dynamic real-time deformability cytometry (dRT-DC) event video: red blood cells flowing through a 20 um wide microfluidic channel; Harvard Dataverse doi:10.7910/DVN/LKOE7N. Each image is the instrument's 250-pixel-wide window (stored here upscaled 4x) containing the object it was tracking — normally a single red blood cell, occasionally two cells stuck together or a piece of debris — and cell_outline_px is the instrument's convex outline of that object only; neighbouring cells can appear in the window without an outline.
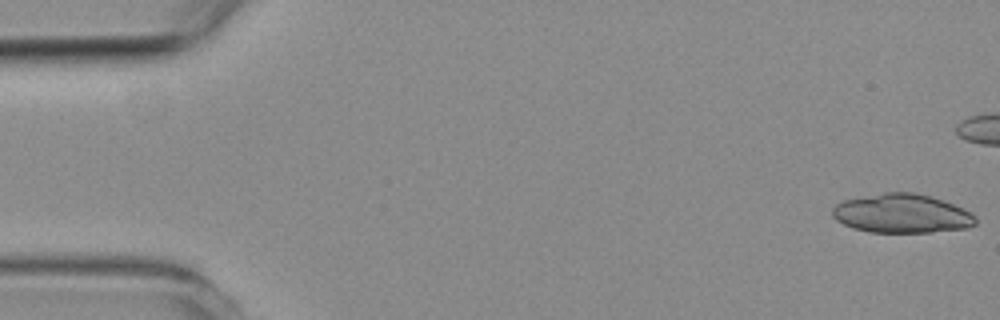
{"species": "common noctule bat (a hibernating species)", "species_latin": "Nyctalus noctula", "temperature_condition": "room temperature", "stored_images_in_passage": 8, "camera_frame_rate_fps": 3000, "um_per_image_px": 0.085, "animal": {"sex": "female", "body_mass_g": 19.3, "forearm_length_mm": 54.1}, "frame": {"image": 1, "passage_image": 1, "time_ms": 0.0, "image_size_px": [1000, 320], "cell_outline_px": [[976, 224], [968, 228], [932, 232], [868, 232], [852, 228], [836, 220], [832, 216], [832, 208], [836, 204], [844, 200], [884, 192], [912, 192], [932, 196], [944, 200], [976, 216]], "centroid_in_image_um": [76.64, 18.15], "position_along_channel_um": 8.4, "area_um2": 32.54}}
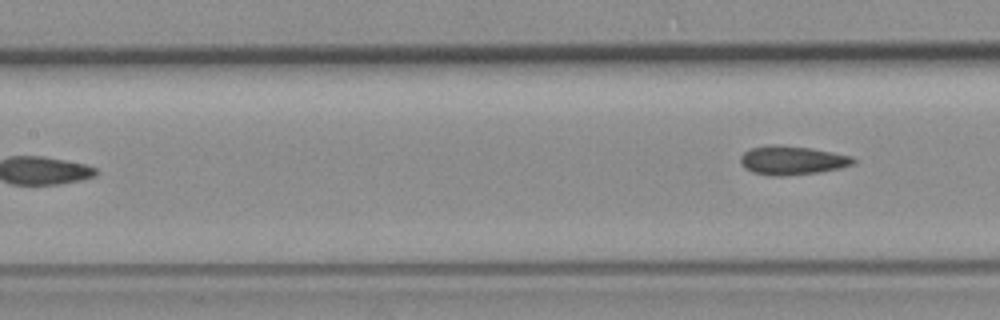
{"frame": {"image": 2, "passage_image": 8, "time_ms": 9.0, "image_size_px": [1000, 320], "cell_outline_px": [[856, 164], [840, 168], [820, 172], [784, 176], [772, 176], [752, 172], [744, 168], [740, 164], [740, 156], [744, 152], [752, 148], [768, 144], [772, 144], [812, 148], [852, 156], [856, 160]], "centroid_in_image_um": [67.33, 13.63], "position_along_channel_um": 140.1, "area_um2": 19.19}}